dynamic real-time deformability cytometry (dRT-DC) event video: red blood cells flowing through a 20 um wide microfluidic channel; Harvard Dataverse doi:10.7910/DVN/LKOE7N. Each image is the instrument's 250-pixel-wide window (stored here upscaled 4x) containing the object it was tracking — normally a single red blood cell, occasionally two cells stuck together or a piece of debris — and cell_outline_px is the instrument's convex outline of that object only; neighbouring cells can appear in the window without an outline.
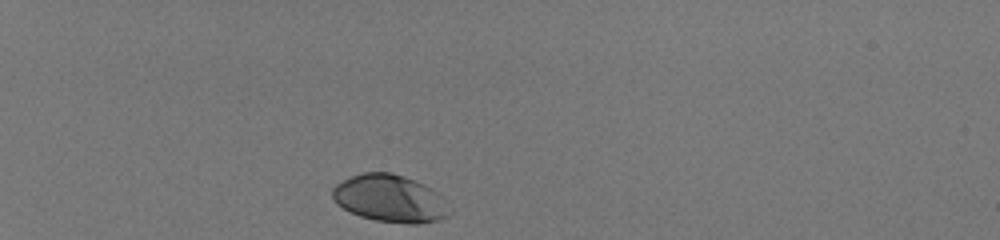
{"species": "human", "species_latin": "Homo sapiens", "temperature_condition": "room temperature", "stored_images_in_passage": 34, "camera_frame_rate_fps": 3000, "um_per_image_px": 0.085, "donor": {"sex": "male"}, "frame": {"image": 1, "passage_image": 1, "time_ms": 0.0, "image_size_px": [1000, 240], "cell_outline_px": [[452, 212], [448, 216], [440, 220], [416, 224], [408, 224], [376, 220], [360, 216], [348, 212], [336, 204], [332, 200], [332, 188], [336, 184], [352, 176], [364, 172], [392, 172], [404, 176], [424, 184], [432, 188], [436, 192]], "centroid_in_image_um": [33.12, 16.88], "position_along_channel_um": 51.9, "area_um2": 32.43}}
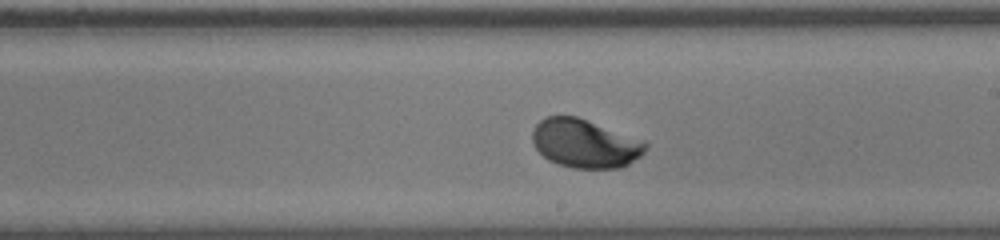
{"frame": {"image": 2, "passage_image": 20, "time_ms": 6.333, "image_size_px": [1000, 240], "cell_outline_px": [[648, 148], [640, 156], [628, 164], [620, 168], [572, 168], [548, 160], [532, 144], [532, 132], [536, 124], [544, 116], [576, 116], [644, 140], [648, 144]], "centroid_in_image_um": [49.72, 12.19], "position_along_channel_um": 239.3, "area_um2": 32.08}}
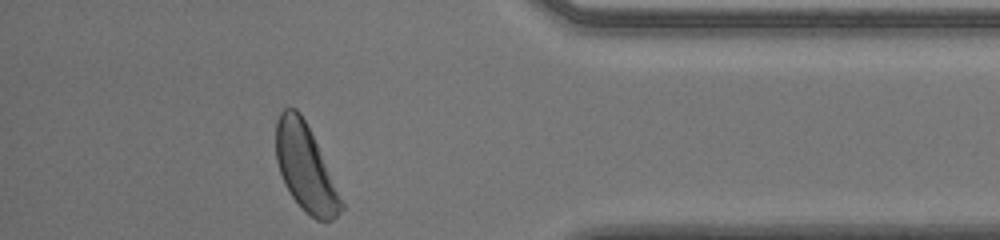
{"frame": {"image": 3, "passage_image": 34, "time_ms": 11.0, "image_size_px": [1000, 240], "cell_outline_px": [[344, 208], [332, 220], [316, 220], [304, 212], [292, 196], [284, 184], [276, 160], [276, 120], [280, 112], [284, 108], [296, 108], [300, 112], [316, 144], [344, 204]], "centroid_in_image_um": [25.93, 14.27], "position_along_channel_um": 409.3, "area_um2": 32.25}, "authors_computed_cell_mechanics": {"area_um2": 31.9056, "velocity_mm_per_s": 3.9627, "shape_relaxation_time_tau1_ms": 2.5656, "shape_relaxation_time_tau2_ms": null, "deformation_change_tau1": 0.1599, "deformation_change_tau2": null}}